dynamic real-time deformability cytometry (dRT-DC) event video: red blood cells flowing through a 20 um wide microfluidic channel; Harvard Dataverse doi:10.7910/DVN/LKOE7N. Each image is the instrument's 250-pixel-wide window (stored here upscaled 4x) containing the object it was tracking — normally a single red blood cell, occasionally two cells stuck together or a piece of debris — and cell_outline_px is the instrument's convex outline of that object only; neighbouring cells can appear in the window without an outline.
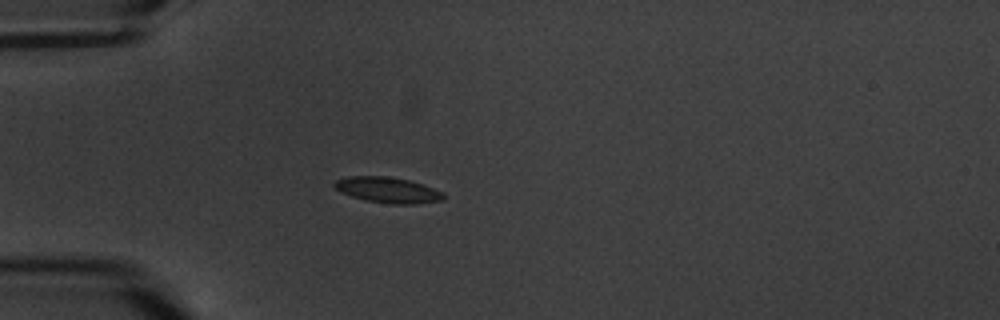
{"species": "common noctule bat (a hibernating species)", "species_latin": "Nyctalus noctula", "temperature_condition": "warm", "stored_images_in_passage": 12, "camera_frame_rate_fps": 3000, "um_per_image_px": 0.085, "animal": {"sex": "male", "body_mass_g": 20.1, "forearm_length_mm": 53.5}, "frame": {"image": 1, "passage_image": 1, "time_ms": 0.0, "image_size_px": [1000, 320], "cell_outline_px": [[444, 200], [416, 204], [392, 204], [364, 200], [340, 192], [332, 184], [336, 180], [348, 176], [388, 176], [408, 180], [424, 184], [444, 192]], "centroid_in_image_um": [32.98, 16.15], "position_along_channel_um": 52.0, "area_um2": 16.47}}
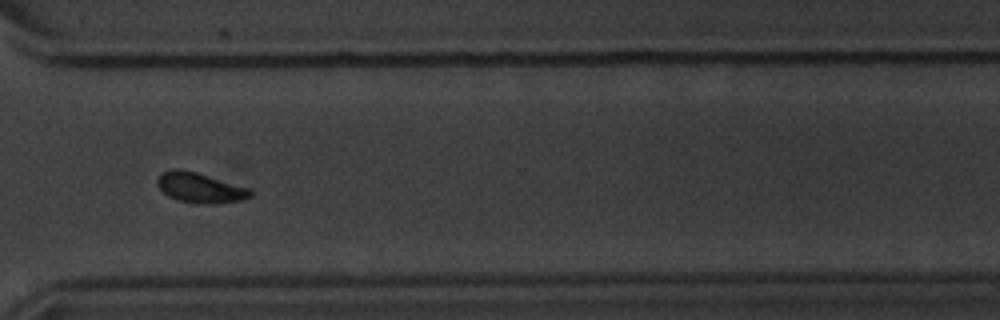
{"frame": {"image": 2, "passage_image": 9, "time_ms": 9.333, "image_size_px": [1000, 320], "cell_outline_px": [[252, 196], [240, 200], [180, 200], [168, 196], [156, 184], [156, 180], [160, 172], [176, 168], [180, 168], [196, 172], [252, 188]], "centroid_in_image_um": [16.96, 15.86], "position_along_channel_um": 353.6, "area_um2": 15.43}}
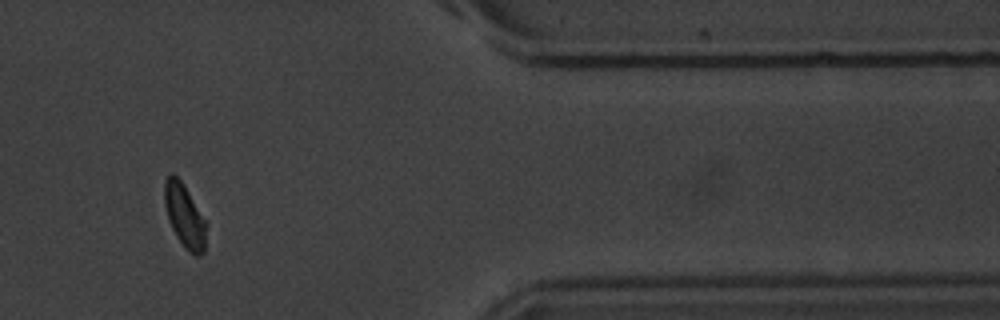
{"frame": {"image": 3, "passage_image": 10, "time_ms": 11.333, "image_size_px": [1000, 320], "cell_outline_px": [[208, 224], [204, 252], [200, 256], [196, 256], [188, 252], [176, 236], [168, 220], [164, 204], [164, 184], [168, 176], [172, 172], [184, 184]], "centroid_in_image_um": [15.71, 18.37], "position_along_channel_um": 395.7, "area_um2": 15.72}, "authors_computed_cell_mechanics": {"area_um2": 15.6349, "velocity_mm_per_s": 3.3579, "shape_relaxation_time_tau1_ms": 1.0283, "shape_relaxation_time_tau2_ms": null, "deformation_change_tau1": 0.0621, "deformation_change_tau2": null}}